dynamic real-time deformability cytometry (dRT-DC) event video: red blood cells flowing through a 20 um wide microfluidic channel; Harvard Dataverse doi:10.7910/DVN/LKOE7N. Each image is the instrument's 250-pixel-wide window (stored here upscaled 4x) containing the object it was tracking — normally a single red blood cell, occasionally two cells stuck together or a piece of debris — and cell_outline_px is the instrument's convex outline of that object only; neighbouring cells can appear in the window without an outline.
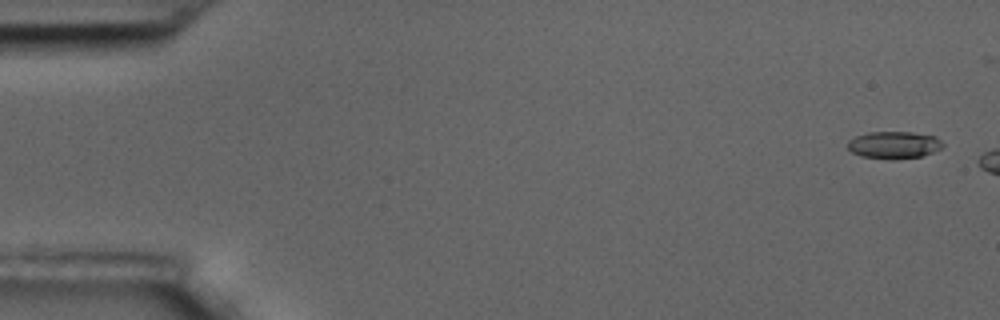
{"species": "common noctule bat (a hibernating species)", "species_latin": "Nyctalus noctula", "temperature_condition": "room temperature", "stored_images_in_passage": 3, "camera_frame_rate_fps": 3000, "um_per_image_px": 0.085, "animal": {"sex": "male", "body_mass_g": 17.5, "forearm_length_mm": 52.3}, "frame": {"image": 1, "passage_image": 1, "time_ms": 0.0, "image_size_px": [1000, 320], "cell_outline_px": [[944, 144], [940, 148], [932, 152], [920, 156], [892, 160], [860, 156], [852, 152], [848, 148], [848, 140], [856, 136], [868, 132], [912, 132], [936, 136]], "centroid_in_image_um": [75.96, 12.32], "position_along_channel_um": 9.0, "area_um2": 15.09}}